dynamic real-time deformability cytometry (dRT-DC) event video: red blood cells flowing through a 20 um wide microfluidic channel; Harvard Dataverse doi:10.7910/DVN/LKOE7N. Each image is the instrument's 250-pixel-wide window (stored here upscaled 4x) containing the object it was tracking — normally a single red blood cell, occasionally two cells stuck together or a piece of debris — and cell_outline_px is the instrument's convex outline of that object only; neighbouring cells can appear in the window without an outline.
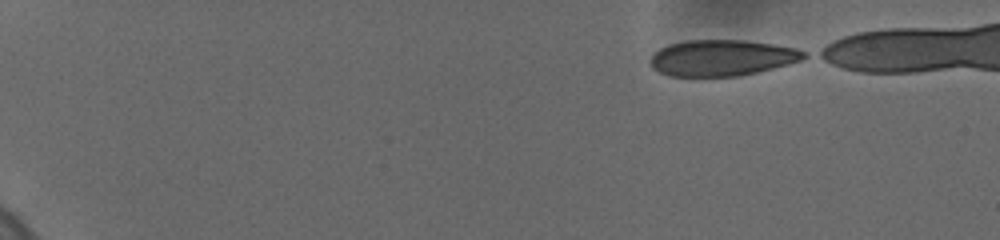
{"species": "human", "species_latin": "Homo sapiens", "temperature_condition": "cold", "stored_images_in_passage": 15, "camera_frame_rate_fps": 3000, "um_per_image_px": 0.085, "donor": {"sex": "female"}, "frame": {"image": 1, "passage_image": 1, "time_ms": 0.0, "image_size_px": [1000, 240], "cell_outline_px": [[808, 56], [800, 60], [788, 64], [756, 72], [736, 76], [668, 76], [652, 68], [648, 60], [660, 48], [668, 44], [688, 40], [744, 40], [772, 44], [796, 48], [808, 52]], "centroid_in_image_um": [61.35, 4.91], "position_along_channel_um": 23.7, "area_um2": 32.25}}
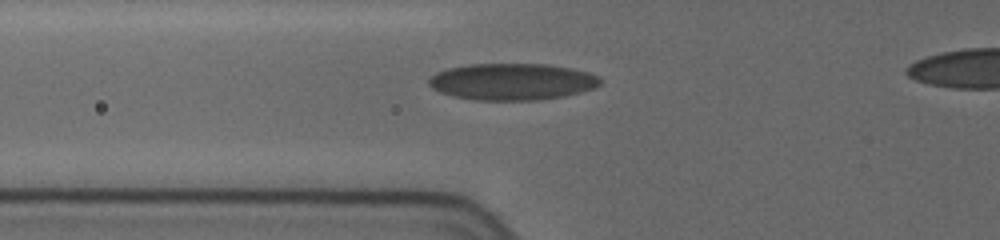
{"frame": {"image": 2, "passage_image": 13, "time_ms": 5.333, "image_size_px": [1000, 240], "cell_outline_px": [[604, 80], [600, 84], [592, 88], [580, 92], [564, 96], [540, 100], [476, 100], [452, 96], [440, 92], [432, 88], [428, 84], [428, 76], [436, 72], [448, 68], [468, 64], [548, 64], [572, 68], [588, 72], [600, 76]], "centroid_in_image_um": [43.52, 6.94], "position_along_channel_um": 82.3, "area_um2": 36.99}}